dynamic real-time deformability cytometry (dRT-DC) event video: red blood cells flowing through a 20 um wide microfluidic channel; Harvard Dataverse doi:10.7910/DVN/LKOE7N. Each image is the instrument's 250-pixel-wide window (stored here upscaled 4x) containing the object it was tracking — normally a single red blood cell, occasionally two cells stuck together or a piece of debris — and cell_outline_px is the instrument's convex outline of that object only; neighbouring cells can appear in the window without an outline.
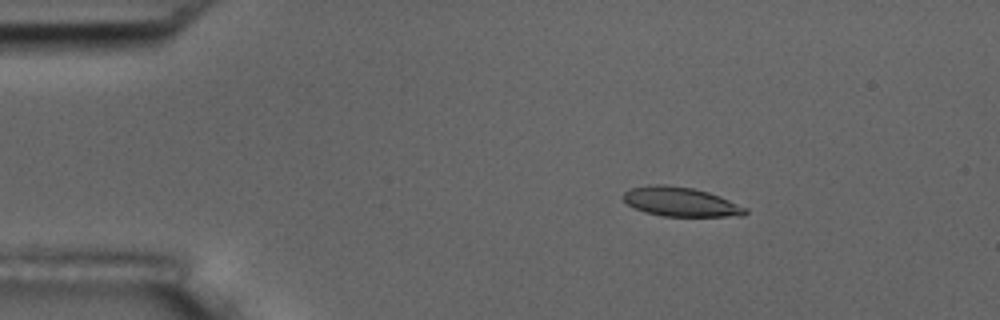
{"species": "common noctule bat (a hibernating species)", "species_latin": "Nyctalus noctula", "temperature_condition": "room temperature", "stored_images_in_passage": 4, "camera_frame_rate_fps": 3000, "um_per_image_px": 0.085, "animal": {"sex": "male", "body_mass_g": 17.5, "forearm_length_mm": 52.3}, "frame": {"image": 1, "passage_image": 2, "time_ms": 1.333, "image_size_px": [1000, 320], "cell_outline_px": [[748, 212], [744, 216], [664, 216], [644, 212], [628, 204], [620, 196], [624, 192], [632, 188], [648, 184], [664, 184], [692, 188], [708, 192], [720, 196], [748, 208]], "centroid_in_image_um": [57.86, 17.15], "position_along_channel_um": 27.1, "area_um2": 20.92}}